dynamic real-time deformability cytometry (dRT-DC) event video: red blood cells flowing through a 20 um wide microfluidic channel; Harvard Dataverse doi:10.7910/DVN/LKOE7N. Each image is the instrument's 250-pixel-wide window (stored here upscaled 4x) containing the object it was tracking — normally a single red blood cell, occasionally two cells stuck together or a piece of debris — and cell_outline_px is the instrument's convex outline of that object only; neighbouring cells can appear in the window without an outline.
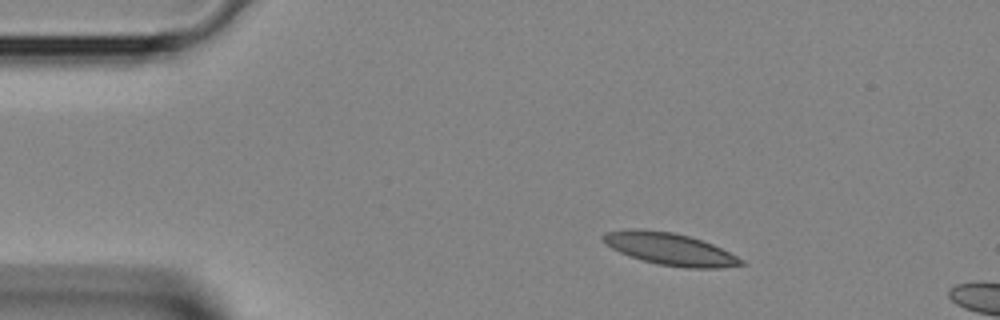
{"species": "Egyptian fruit bat (a non-hibernating species)", "species_latin": "Rousettus aegyptiacus", "temperature_condition": "room temperature", "stored_images_in_passage": 2, "camera_frame_rate_fps": 3000, "um_per_image_px": 0.085, "animal": {"sex": "female"}, "frame": {"image": 1, "passage_image": 1, "time_ms": 0.0, "image_size_px": [1000, 320], "cell_outline_px": [[744, 264], [720, 268], [688, 268], [660, 264], [628, 256], [612, 248], [600, 236], [604, 232], [632, 228], [640, 228], [672, 232], [688, 236], [712, 244], [744, 260]], "centroid_in_image_um": [56.91, 21.15], "position_along_channel_um": 28.1, "area_um2": 25.55}}